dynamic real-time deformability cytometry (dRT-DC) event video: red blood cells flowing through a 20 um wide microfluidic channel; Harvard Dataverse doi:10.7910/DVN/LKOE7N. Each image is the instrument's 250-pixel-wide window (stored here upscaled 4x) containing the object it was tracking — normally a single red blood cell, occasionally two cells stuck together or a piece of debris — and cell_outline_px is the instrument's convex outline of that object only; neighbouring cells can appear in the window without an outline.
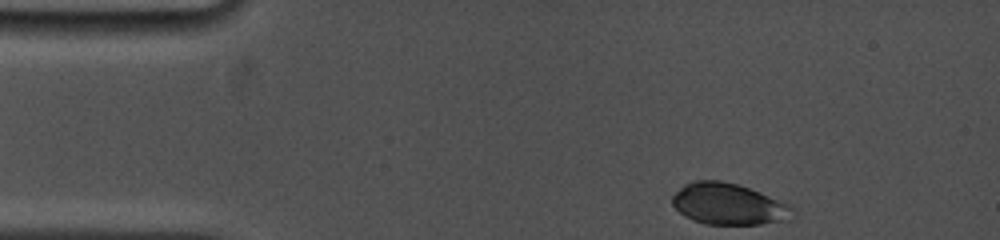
{"species": "common noctule bat (a hibernating species)", "species_latin": "Nyctalus noctula", "temperature_condition": "cold", "stored_images_in_passage": 39, "camera_frame_rate_fps": 5000, "um_per_image_px": 0.085, "animal": {"sex": "female", "body_mass_g": 19.0, "forearm_length_mm": 53.3}, "frame": {"image": 1, "passage_image": 1, "time_ms": 0.0, "image_size_px": [1000, 240], "cell_outline_px": [[796, 208], [792, 220], [760, 224], [704, 224], [692, 220], [684, 216], [672, 204], [672, 196], [684, 184], [696, 180], [720, 180], [736, 184], [760, 192], [792, 204]], "centroid_in_image_um": [61.99, 17.36], "position_along_channel_um": 23.0, "area_um2": 29.36}}
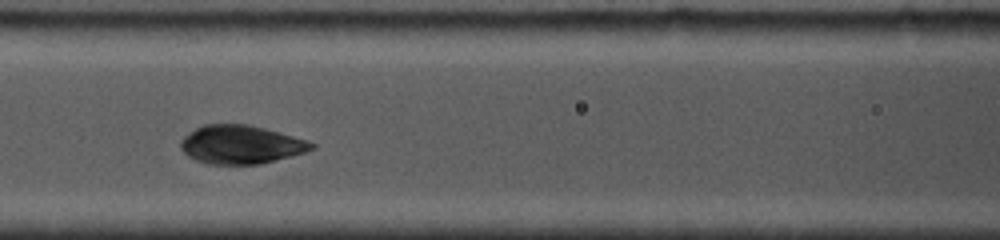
{"frame": {"image": 2, "passage_image": 17, "time_ms": 5.0, "image_size_px": [1000, 240], "cell_outline_px": [[316, 148], [304, 152], [260, 164], [208, 164], [196, 160], [188, 156], [180, 148], [180, 140], [184, 136], [196, 128], [204, 124], [248, 124], [280, 132], [308, 140], [316, 144]], "centroid_in_image_um": [20.47, 12.28], "position_along_channel_um": 146.1, "area_um2": 29.36}}
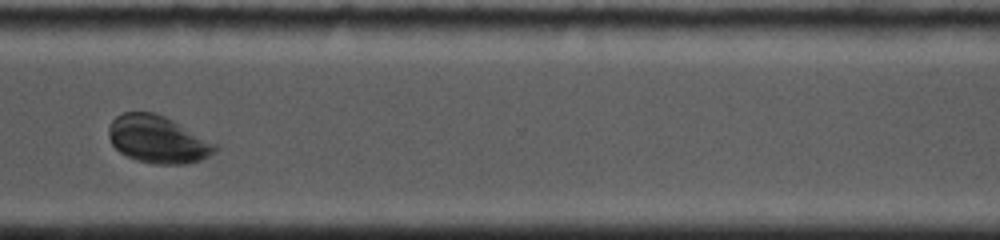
{"frame": {"image": 3, "passage_image": 34, "time_ms": 10.6, "image_size_px": [1000, 240], "cell_outline_px": [[216, 148], [208, 156], [200, 160], [184, 164], [152, 164], [136, 160], [120, 152], [112, 144], [108, 136], [108, 128], [112, 120], [116, 116], [124, 112], [152, 112], [164, 116], [172, 120], [216, 144]], "centroid_in_image_um": [13.35, 11.85], "position_along_channel_um": 357.2, "area_um2": 29.02}, "authors_computed_cell_mechanics": {"area_um2": 29.2468, "velocity_mm_per_s": 3.7729, "shape_relaxation_time_tau1_ms": 4.5713, "shape_relaxation_time_tau2_ms": null, "deformation_change_tau1": 0.2013, "deformation_change_tau2": null}}